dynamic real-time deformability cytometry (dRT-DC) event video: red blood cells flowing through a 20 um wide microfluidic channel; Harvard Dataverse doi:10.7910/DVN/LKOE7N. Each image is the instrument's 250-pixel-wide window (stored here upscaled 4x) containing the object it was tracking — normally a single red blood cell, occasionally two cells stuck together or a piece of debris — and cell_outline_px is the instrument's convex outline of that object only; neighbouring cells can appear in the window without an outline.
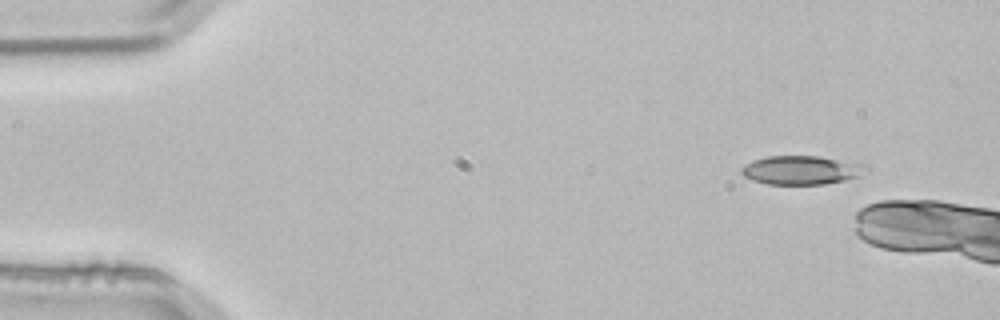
{"species": "common noctule bat (a hibernating species)", "species_latin": "Nyctalus noctula", "temperature_condition": "room temperature", "stored_images_in_passage": 5, "segment_of_instrument_passage": [1, 2], "camera_frame_rate_fps": 3000, "um_per_image_px": 0.085, "animal": {"sex": "male", "body_mass_g": 21.5, "forearm_length_mm": 52.0}, "frame": {"image": 1, "passage_image": 1, "time_ms": 0.0, "image_size_px": [1000, 320], "cell_outline_px": [[868, 168], [856, 176], [844, 180], [824, 184], [768, 184], [752, 180], [744, 176], [740, 172], [740, 168], [744, 164], [752, 160], [768, 156], [820, 156], [868, 164]], "centroid_in_image_um": [68.08, 14.44], "position_along_channel_um": 16.9, "area_um2": 20.92}}